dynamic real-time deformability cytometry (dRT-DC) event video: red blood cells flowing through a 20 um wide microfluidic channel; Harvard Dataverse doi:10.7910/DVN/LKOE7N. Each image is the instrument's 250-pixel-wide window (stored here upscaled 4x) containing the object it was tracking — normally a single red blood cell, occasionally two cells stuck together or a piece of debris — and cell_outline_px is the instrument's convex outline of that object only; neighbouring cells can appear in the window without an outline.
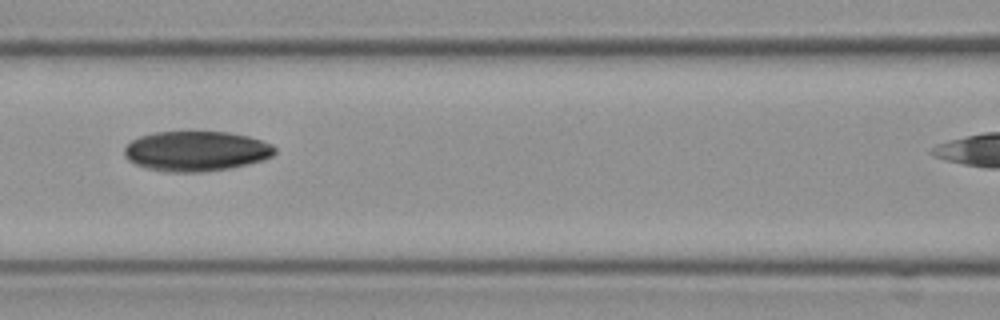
{"species": "Egyptian fruit bat (a non-hibernating species)", "species_latin": "Rousettus aegyptiacus", "temperature_condition": "cold", "stored_images_in_passage": 11, "camera_frame_rate_fps": 3000, "um_per_image_px": 0.085, "frame": {"image": 1, "passage_image": 7, "time_ms": 2.0, "image_size_px": [1000, 320], "cell_outline_px": [[276, 152], [272, 156], [264, 160], [228, 168], [200, 172], [164, 172], [148, 168], [136, 164], [128, 160], [124, 156], [124, 148], [132, 140], [140, 136], [156, 132], [228, 132], [248, 136], [272, 144], [276, 148]], "centroid_in_image_um": [16.67, 12.84], "position_along_channel_um": 149.9, "area_um2": 35.03}}
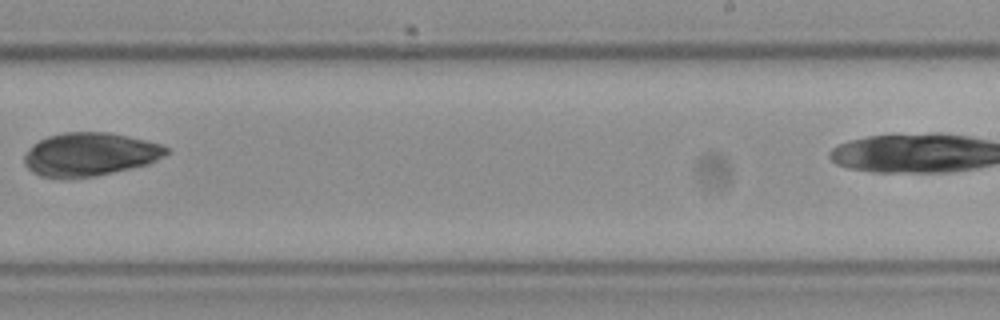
{"frame": {"image": 2, "passage_image": 10, "time_ms": 3.0, "image_size_px": [1000, 320], "cell_outline_px": [[168, 152], [164, 156], [148, 164], [96, 176], [60, 180], [40, 176], [32, 172], [24, 164], [24, 156], [28, 148], [32, 144], [48, 136], [64, 132], [108, 132], [128, 136], [160, 144], [168, 148]], "centroid_in_image_um": [7.58, 13.14], "position_along_channel_um": 281.4, "area_um2": 36.18}}
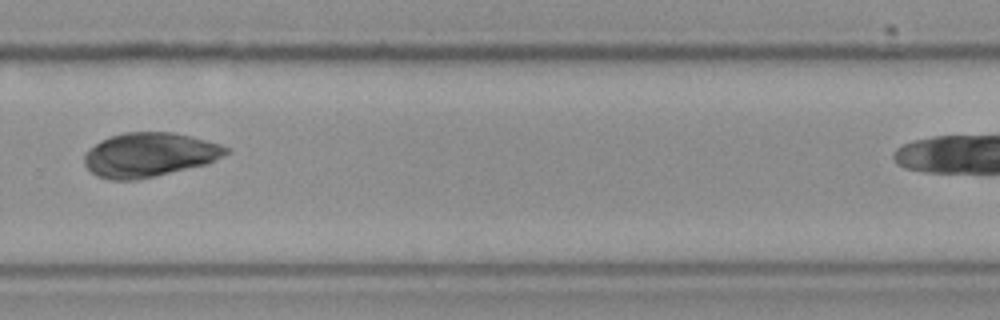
{"frame": {"image": 3, "passage_image": 11, "time_ms": 3.333, "image_size_px": [1000, 320], "cell_outline_px": [[232, 152], [224, 156], [204, 164], [136, 180], [108, 180], [96, 176], [84, 164], [84, 156], [88, 148], [100, 140], [124, 132], [172, 132], [220, 144], [228, 148]], "centroid_in_image_um": [12.65, 13.15], "position_along_channel_um": 317.2, "area_um2": 36.24}}